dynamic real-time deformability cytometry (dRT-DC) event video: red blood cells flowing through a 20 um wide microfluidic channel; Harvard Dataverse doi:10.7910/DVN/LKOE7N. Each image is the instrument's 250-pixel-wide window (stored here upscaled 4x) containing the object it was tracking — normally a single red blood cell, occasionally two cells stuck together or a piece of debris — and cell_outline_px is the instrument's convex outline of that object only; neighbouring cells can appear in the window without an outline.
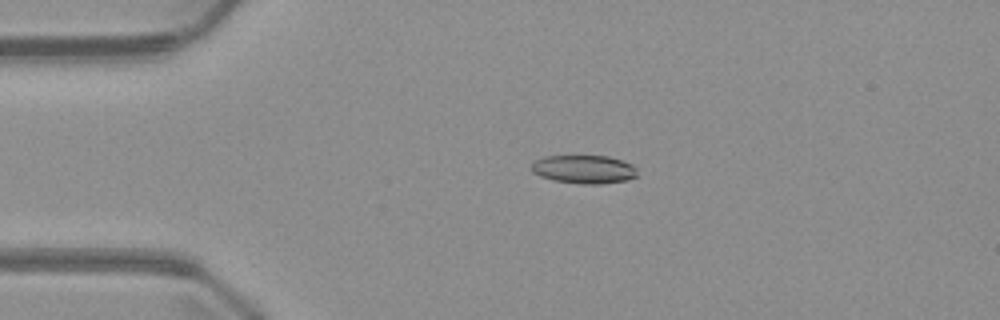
{"species": "common noctule bat (a hibernating species)", "species_latin": "Nyctalus noctula", "temperature_condition": "warm", "stored_images_in_passage": 3, "camera_frame_rate_fps": 3000, "um_per_image_px": 0.085, "animal": {"sex": "male", "body_mass_g": 23.1, "forearm_length_mm": 52.7}, "frame": {"image": 1, "passage_image": 2, "time_ms": 1.0, "image_size_px": [1000, 320], "cell_outline_px": [[636, 176], [628, 180], [600, 184], [580, 184], [556, 180], [540, 176], [532, 172], [532, 164], [536, 160], [544, 156], [608, 156], [632, 164], [636, 168]], "centroid_in_image_um": [49.65, 14.39], "position_along_channel_um": 35.4, "area_um2": 17.4}}